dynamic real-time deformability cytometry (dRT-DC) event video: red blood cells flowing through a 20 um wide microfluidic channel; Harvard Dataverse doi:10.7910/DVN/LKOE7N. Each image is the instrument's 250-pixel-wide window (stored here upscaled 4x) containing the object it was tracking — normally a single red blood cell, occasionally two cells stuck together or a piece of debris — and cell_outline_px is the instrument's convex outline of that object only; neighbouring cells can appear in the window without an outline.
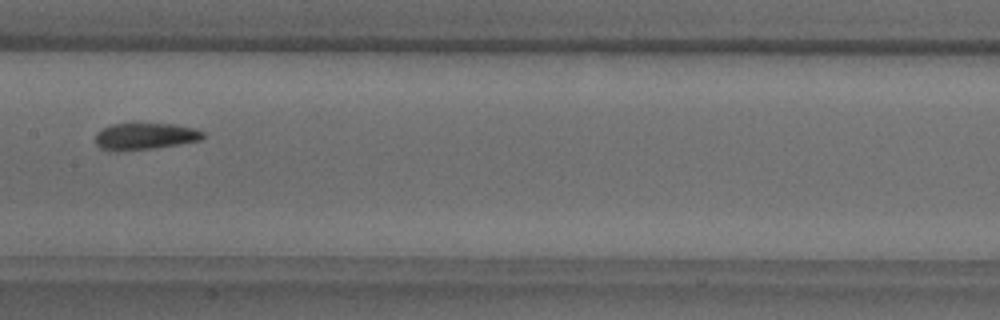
{"species": "common noctule bat (a hibernating species)", "species_latin": "Nyctalus noctula", "temperature_condition": "warm", "stored_images_in_passage": 9, "segment_of_instrument_passage": [2, 2], "camera_frame_rate_fps": 3000, "um_per_image_px": 0.085, "animal": {"sex": "male", "body_mass_g": 18.8}, "frame": {"image": 1, "passage_image": 7, "time_ms": 2.0, "image_size_px": [1000, 320], "cell_outline_px": [[204, 136], [200, 140], [152, 148], [116, 152], [112, 152], [100, 148], [96, 144], [96, 132], [112, 124], [172, 124], [196, 128], [204, 132]], "centroid_in_image_um": [12.29, 11.59], "position_along_channel_um": 195.1, "area_um2": 16.65}}